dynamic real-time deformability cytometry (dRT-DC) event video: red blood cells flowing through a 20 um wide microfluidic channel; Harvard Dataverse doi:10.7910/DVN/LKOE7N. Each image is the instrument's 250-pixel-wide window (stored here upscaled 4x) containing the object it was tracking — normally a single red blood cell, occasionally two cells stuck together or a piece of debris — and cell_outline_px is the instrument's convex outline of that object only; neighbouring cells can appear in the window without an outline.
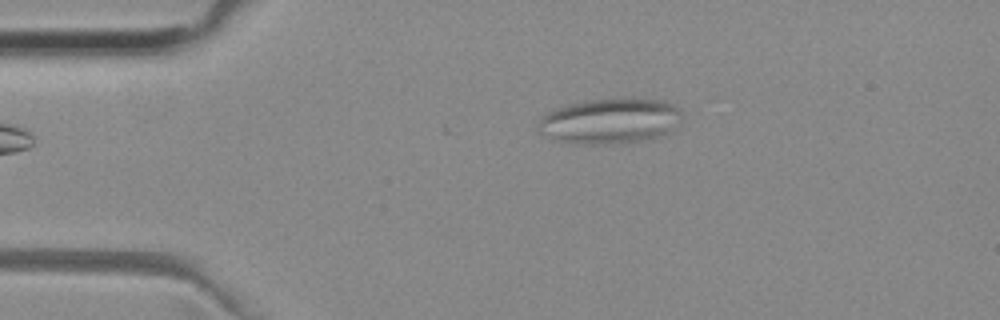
{"species": "common noctule bat (a hibernating species)", "species_latin": "Nyctalus noctula", "temperature_condition": "room temperature", "stored_images_in_passage": 2, "camera_frame_rate_fps": 3000, "um_per_image_px": 0.085, "animal": {"sex": "female", "body_mass_g": 29.2, "forearm_length_mm": 56.3}, "frame": {"image": 1, "passage_image": 1, "time_ms": 0.0, "image_size_px": [1000, 320], "cell_outline_px": [[680, 120], [660, 136], [652, 140], [624, 144], [572, 144], [552, 140], [540, 132], [536, 128], [536, 124], [548, 112], [556, 108], [568, 104], [584, 100], [624, 96], [636, 96], [664, 100], [680, 108]], "centroid_in_image_um": [51.83, 10.27], "position_along_channel_um": 33.2, "area_um2": 39.3}}